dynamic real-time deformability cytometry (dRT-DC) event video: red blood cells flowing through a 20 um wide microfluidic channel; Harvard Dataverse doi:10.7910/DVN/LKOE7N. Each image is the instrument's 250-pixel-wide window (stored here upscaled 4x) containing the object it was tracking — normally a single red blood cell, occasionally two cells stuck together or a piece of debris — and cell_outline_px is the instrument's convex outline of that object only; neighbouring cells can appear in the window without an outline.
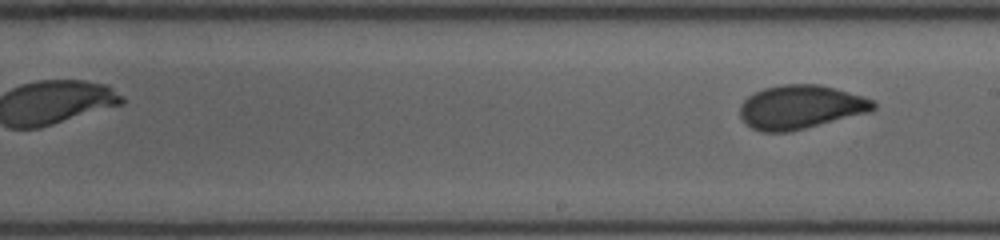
{"species": "human", "species_latin": "Homo sapiens", "temperature_condition": "room temperature", "stored_images_in_passage": 24, "segment_of_instrument_passage": [2, 2], "camera_frame_rate_fps": 3000, "um_per_image_px": 0.085, "donor": {"sex": "female"}, "frame": {"image": 1, "passage_image": 24, "time_ms": 8.667, "image_size_px": [1000, 240], "cell_outline_px": [[876, 108], [872, 112], [788, 132], [760, 132], [752, 128], [740, 116], [740, 104], [748, 96], [764, 88], [784, 84], [820, 84], [836, 88], [864, 96], [872, 100], [876, 104]], "centroid_in_image_um": [68.08, 9.1], "position_along_channel_um": 220.9, "area_um2": 34.16}}